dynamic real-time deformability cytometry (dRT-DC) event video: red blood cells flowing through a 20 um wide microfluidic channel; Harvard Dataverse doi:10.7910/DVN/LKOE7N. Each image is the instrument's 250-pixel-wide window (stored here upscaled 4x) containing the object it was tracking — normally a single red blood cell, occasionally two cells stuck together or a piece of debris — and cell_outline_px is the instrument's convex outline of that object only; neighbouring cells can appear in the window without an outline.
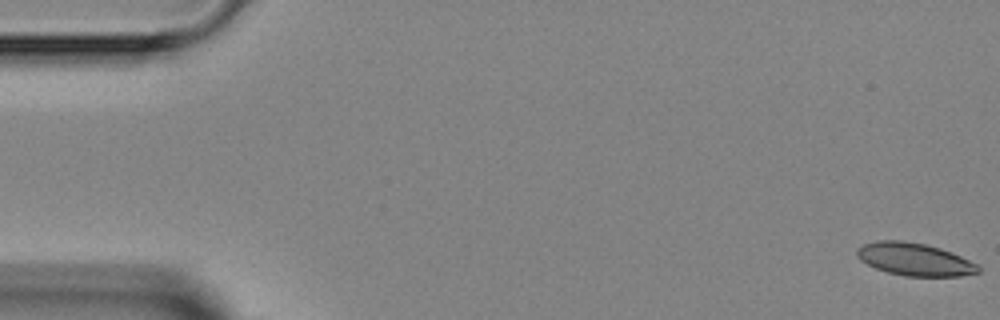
{"species": "Egyptian fruit bat (a non-hibernating species)", "species_latin": "Rousettus aegyptiacus", "temperature_condition": "room temperature", "stored_images_in_passage": 6, "camera_frame_rate_fps": 3000, "um_per_image_px": 0.085, "animal": {"sex": "female"}, "frame": {"image": 1, "passage_image": 1, "time_ms": 0.0, "image_size_px": [1000, 320], "cell_outline_px": [[980, 272], [960, 276], [904, 276], [888, 272], [876, 268], [860, 260], [856, 256], [856, 248], [864, 244], [876, 240], [904, 240], [924, 244], [940, 248], [952, 252], [976, 264], [980, 268]], "centroid_in_image_um": [77.71, 22.03], "position_along_channel_um": 7.3, "area_um2": 23.06}}
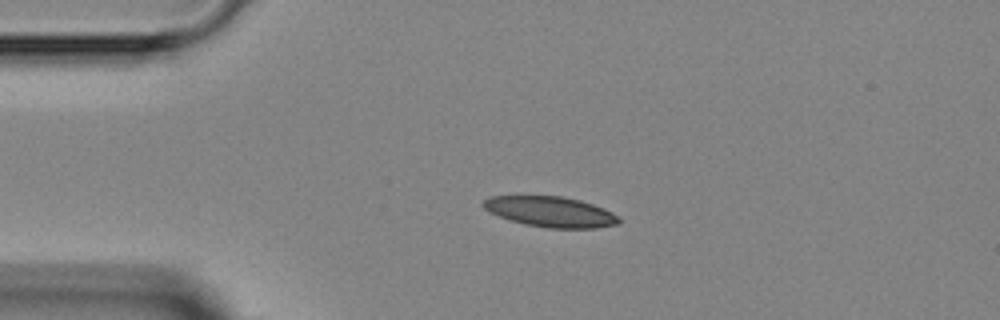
{"frame": {"image": 2, "passage_image": 4, "time_ms": 3.333, "image_size_px": [1000, 320], "cell_outline_px": [[620, 220], [616, 224], [596, 228], [548, 228], [524, 224], [488, 212], [480, 204], [488, 196], [564, 196], [580, 200], [604, 208], [620, 216]], "centroid_in_image_um": [46.79, 17.99], "position_along_channel_um": 38.2, "area_um2": 24.1}}
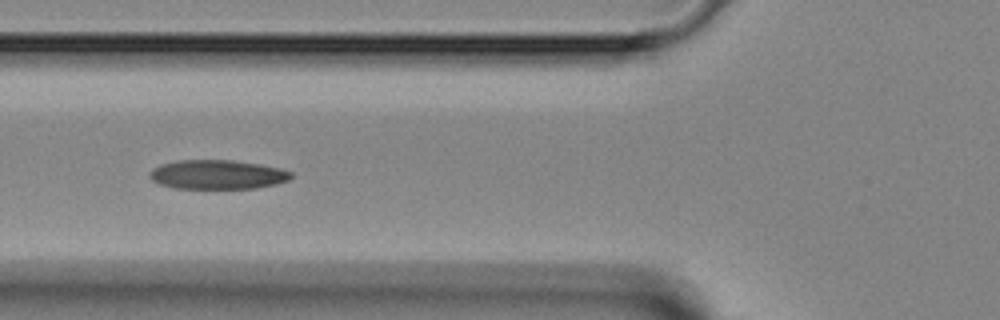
{"frame": {"image": 3, "passage_image": 6, "time_ms": 5.667, "image_size_px": [1000, 320], "cell_outline_px": [[292, 176], [288, 180], [276, 184], [256, 188], [176, 188], [160, 184], [152, 180], [148, 176], [148, 172], [152, 168], [160, 164], [176, 160], [232, 160], [260, 164], [280, 168], [292, 172]], "centroid_in_image_um": [18.45, 14.83], "position_along_channel_um": 107.3, "area_um2": 24.16}}